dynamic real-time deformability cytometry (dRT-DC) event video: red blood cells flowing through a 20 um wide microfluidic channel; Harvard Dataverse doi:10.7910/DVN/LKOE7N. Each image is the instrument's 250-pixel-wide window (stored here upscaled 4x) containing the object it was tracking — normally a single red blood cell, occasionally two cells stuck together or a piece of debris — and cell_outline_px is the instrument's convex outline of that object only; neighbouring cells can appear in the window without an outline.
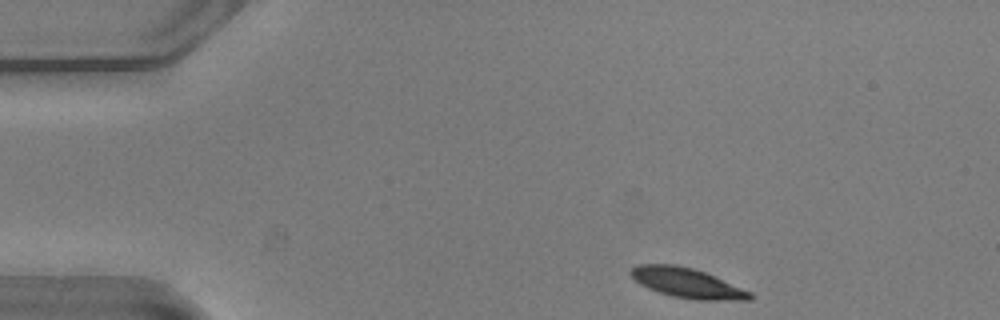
{"species": "common noctule bat (a hibernating species)", "species_latin": "Nyctalus noctula", "temperature_condition": "warm", "stored_images_in_passage": 46, "camera_frame_rate_fps": 3000, "um_per_image_px": 0.085, "animal": {"sex": "male", "body_mass_g": 20.5, "forearm_length_mm": 52.5}, "frame": {"image": 1, "passage_image": 1, "time_ms": 0.0, "image_size_px": [1000, 320], "cell_outline_px": [[752, 300], [696, 300], [672, 296], [648, 288], [640, 284], [628, 272], [636, 264], [672, 264], [692, 268], [704, 272], [752, 292]], "centroid_in_image_um": [58.4, 24.05], "position_along_channel_um": 26.6, "area_um2": 20.52}}
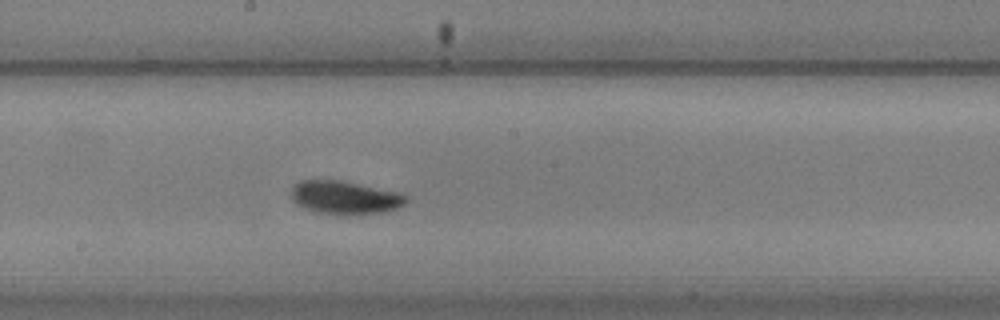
{"frame": {"image": 2, "passage_image": 22, "time_ms": 7.0, "image_size_px": [1000, 320], "cell_outline_px": [[408, 200], [404, 204], [396, 208], [380, 212], [316, 212], [304, 208], [292, 200], [292, 188], [300, 180], [340, 180], [400, 192], [408, 196]], "centroid_in_image_um": [29.32, 16.74], "position_along_channel_um": 218.9, "area_um2": 21.44}}
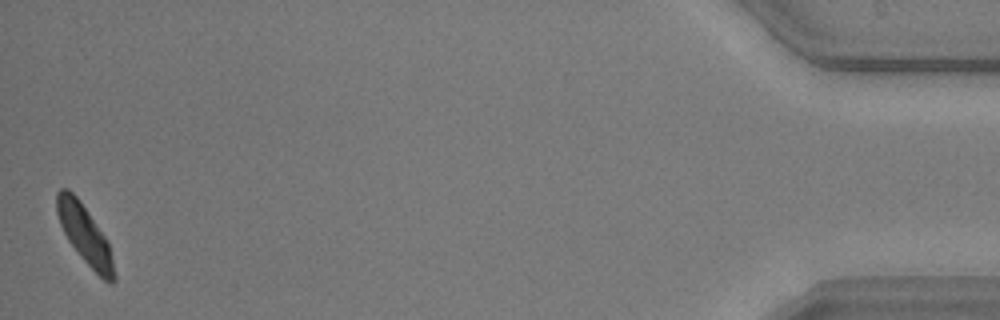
{"frame": {"image": 3, "passage_image": 46, "time_ms": 15.0, "image_size_px": [1000, 320], "cell_outline_px": [[116, 280], [112, 284], [108, 284], [80, 256], [68, 240], [60, 224], [56, 212], [56, 192], [60, 188], [68, 188], [80, 200], [108, 240], [116, 276]], "centroid_in_image_um": [7.21, 19.93], "position_along_channel_um": 428.0, "area_um2": 19.59}}